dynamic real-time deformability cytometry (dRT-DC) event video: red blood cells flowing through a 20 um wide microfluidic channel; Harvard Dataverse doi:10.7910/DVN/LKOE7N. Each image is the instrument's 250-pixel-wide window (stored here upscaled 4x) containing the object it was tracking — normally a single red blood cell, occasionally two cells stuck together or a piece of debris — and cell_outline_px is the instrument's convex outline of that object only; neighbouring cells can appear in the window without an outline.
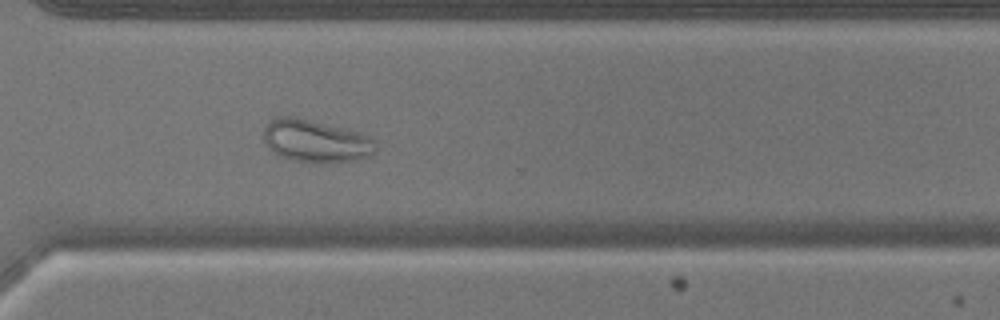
{"species": "common noctule bat (a hibernating species)", "species_latin": "Nyctalus noctula", "temperature_condition": "warm", "stored_images_in_passage": 49, "camera_frame_rate_fps": 3000, "um_per_image_px": 0.085, "animal": {"sex": "male", "body_mass_g": 17.9}, "frame": {"image": 1, "passage_image": 35, "time_ms": 11.333, "image_size_px": [1000, 320], "cell_outline_px": [[376, 152], [368, 156], [356, 160], [296, 160], [280, 156], [272, 152], [268, 148], [264, 140], [264, 128], [276, 116], [296, 116], [360, 132], [376, 140]], "centroid_in_image_um": [26.83, 11.94], "position_along_channel_um": 343.8, "area_um2": 27.22}}
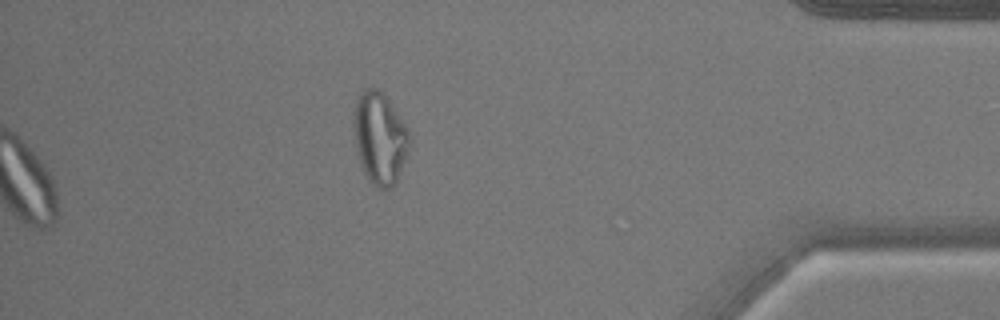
{"frame": {"image": 2, "passage_image": 49, "time_ms": 16.0, "image_size_px": [1000, 320], "cell_outline_px": [[412, 136], [396, 184], [392, 188], [380, 188], [372, 184], [364, 172], [356, 148], [352, 124], [352, 116], [356, 100], [364, 88], [376, 88], [388, 100], [408, 128]], "centroid_in_image_um": [32.27, 11.73], "position_along_channel_um": 402.9, "area_um2": 29.77}}